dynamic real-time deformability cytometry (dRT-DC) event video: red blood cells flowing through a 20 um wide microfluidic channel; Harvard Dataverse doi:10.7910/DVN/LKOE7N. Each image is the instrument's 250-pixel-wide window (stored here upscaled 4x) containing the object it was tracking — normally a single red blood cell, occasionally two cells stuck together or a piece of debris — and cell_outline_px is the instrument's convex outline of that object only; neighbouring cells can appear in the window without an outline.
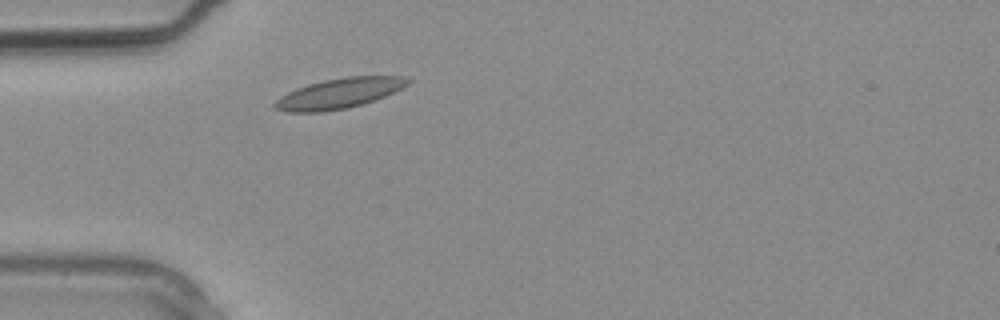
{"species": "common noctule bat (a hibernating species)", "species_latin": "Nyctalus noctula", "temperature_condition": "warm", "stored_images_in_passage": 1, "camera_frame_rate_fps": 3000, "um_per_image_px": 0.085, "animal": {"sex": "male", "body_mass_g": 20.4}, "frame": {"image": 1, "passage_image": 1, "time_ms": 0.0, "image_size_px": [1000, 320], "cell_outline_px": [[412, 80], [408, 84], [384, 96], [348, 108], [324, 112], [288, 112], [276, 108], [272, 104], [280, 96], [296, 88], [308, 84], [324, 80], [348, 76], [404, 76]], "centroid_in_image_um": [28.79, 7.93], "position_along_channel_um": 56.2, "area_um2": 23.18}}